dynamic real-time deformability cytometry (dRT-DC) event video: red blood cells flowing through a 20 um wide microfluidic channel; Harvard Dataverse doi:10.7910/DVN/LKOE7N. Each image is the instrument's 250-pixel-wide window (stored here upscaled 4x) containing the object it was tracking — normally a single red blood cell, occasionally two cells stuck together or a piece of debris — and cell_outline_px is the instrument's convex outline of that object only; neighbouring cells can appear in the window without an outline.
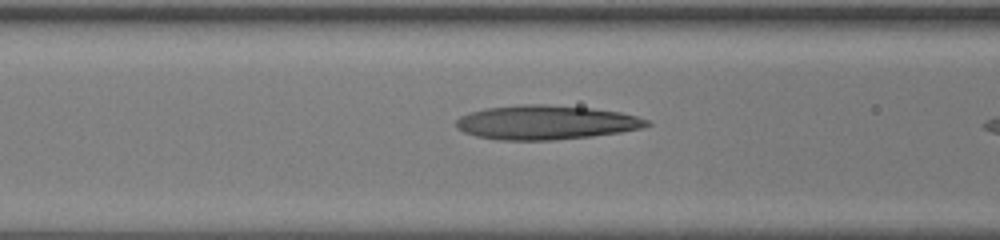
{"species": "human", "species_latin": "Homo sapiens", "temperature_condition": "room temperature", "stored_images_in_passage": 24, "camera_frame_rate_fps": 3000, "um_per_image_px": 0.085, "donor": {"sex": "female"}, "frame": {"image": 1, "passage_image": 14, "time_ms": 4.333, "image_size_px": [1000, 240], "cell_outline_px": [[652, 124], [640, 128], [620, 132], [592, 136], [556, 140], [496, 140], [476, 136], [464, 132], [456, 128], [456, 120], [460, 116], [484, 108], [520, 104], [544, 104], [592, 108], [620, 112], [636, 116], [648, 120]], "centroid_in_image_um": [46.38, 10.41], "position_along_channel_um": 120.2, "area_um2": 38.09}}
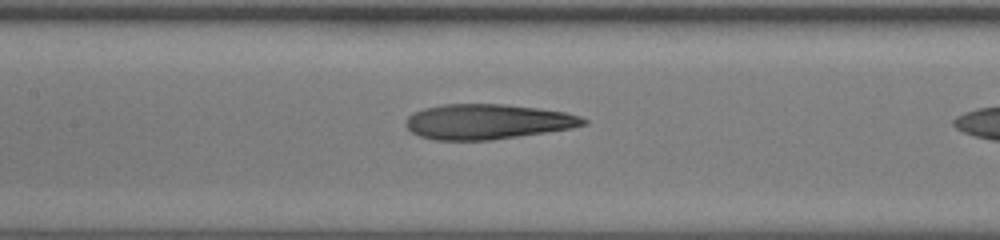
{"frame": {"image": 2, "passage_image": 17, "time_ms": 5.333, "image_size_px": [1000, 240], "cell_outline_px": [[588, 124], [572, 128], [488, 140], [436, 140], [420, 136], [412, 132], [404, 124], [404, 120], [412, 112], [424, 108], [444, 104], [504, 104], [536, 108], [564, 112], [580, 116], [588, 120]], "centroid_in_image_um": [41.4, 10.33], "position_along_channel_um": 166.0, "area_um2": 36.18}}